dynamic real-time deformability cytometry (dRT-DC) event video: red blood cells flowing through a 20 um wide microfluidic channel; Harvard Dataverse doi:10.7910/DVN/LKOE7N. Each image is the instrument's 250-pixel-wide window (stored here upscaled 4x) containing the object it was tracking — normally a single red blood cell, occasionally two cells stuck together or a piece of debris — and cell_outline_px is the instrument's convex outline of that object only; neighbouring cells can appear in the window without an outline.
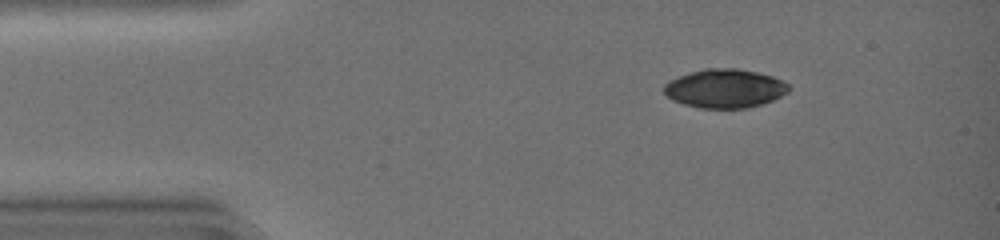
{"species": "common noctule bat (a hibernating species)", "species_latin": "Nyctalus noctula", "temperature_condition": "warm", "stored_images_in_passage": 11, "camera_frame_rate_fps": 3000, "um_per_image_px": 0.085, "animal": {"sex": "female", "body_mass_g": 19.0, "forearm_length_mm": 51.5}, "frame": {"image": 1, "passage_image": 1, "time_ms": 0.0, "image_size_px": [1000, 240], "cell_outline_px": [[792, 88], [788, 92], [772, 100], [748, 108], [700, 108], [684, 104], [672, 100], [664, 92], [664, 84], [668, 80], [704, 68], [736, 68], [756, 72], [772, 76], [788, 84]], "centroid_in_image_um": [61.61, 7.52], "position_along_channel_um": 23.4, "area_um2": 28.09}}
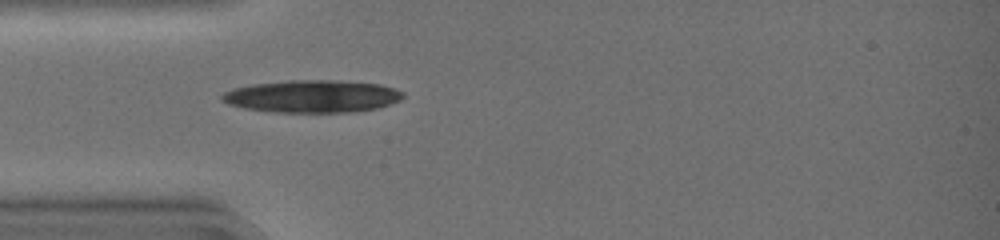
{"frame": {"image": 2, "passage_image": 8, "time_ms": 2.333, "image_size_px": [1000, 240], "cell_outline_px": [[404, 96], [400, 100], [376, 108], [352, 112], [272, 112], [244, 108], [228, 104], [220, 100], [220, 96], [224, 92], [232, 88], [252, 84], [288, 80], [336, 80], [380, 84], [396, 88], [404, 92]], "centroid_in_image_um": [26.51, 8.18], "position_along_channel_um": 58.5, "area_um2": 34.45}}